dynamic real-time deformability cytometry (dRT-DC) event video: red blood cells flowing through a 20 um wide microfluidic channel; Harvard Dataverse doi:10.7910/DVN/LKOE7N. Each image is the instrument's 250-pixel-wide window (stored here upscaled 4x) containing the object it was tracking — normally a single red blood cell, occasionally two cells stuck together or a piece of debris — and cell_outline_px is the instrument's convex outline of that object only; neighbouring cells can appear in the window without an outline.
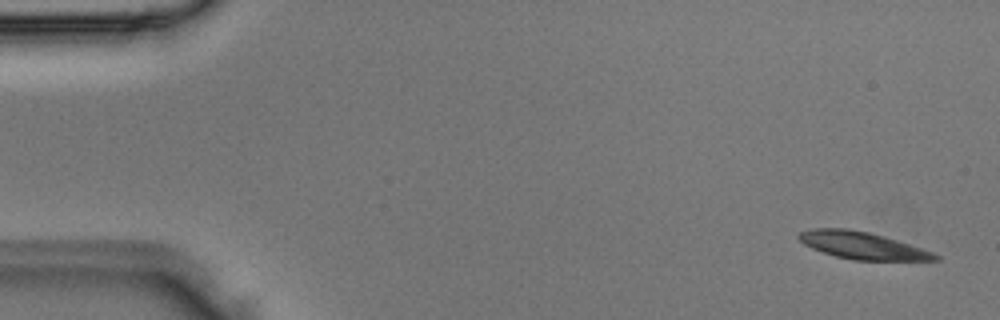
{"species": "Egyptian fruit bat (a non-hibernating species)", "species_latin": "Rousettus aegyptiacus", "temperature_condition": "room temperature", "stored_images_in_passage": 4, "camera_frame_rate_fps": 3000, "um_per_image_px": 0.085, "animal": {"sex": "male"}, "frame": {"image": 1, "passage_image": 1, "time_ms": 0.0, "image_size_px": [1000, 320], "cell_outline_px": [[940, 260], [852, 260], [836, 256], [812, 248], [804, 244], [796, 236], [800, 232], [812, 228], [848, 228], [868, 232], [896, 240], [932, 252], [940, 256]], "centroid_in_image_um": [73.26, 20.86], "position_along_channel_um": 11.7, "area_um2": 21.27}}
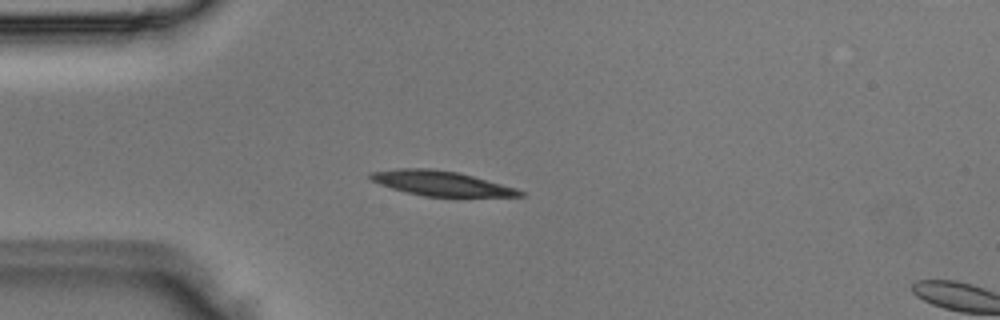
{"frame": {"image": 2, "passage_image": 3, "time_ms": 0.667, "image_size_px": [1000, 320], "cell_outline_px": [[524, 196], [424, 196], [392, 188], [380, 184], [372, 180], [368, 176], [368, 172], [400, 168], [432, 168], [456, 172], [472, 176], [516, 188], [524, 192]], "centroid_in_image_um": [37.45, 15.57], "position_along_channel_um": 47.6, "area_um2": 21.21}}